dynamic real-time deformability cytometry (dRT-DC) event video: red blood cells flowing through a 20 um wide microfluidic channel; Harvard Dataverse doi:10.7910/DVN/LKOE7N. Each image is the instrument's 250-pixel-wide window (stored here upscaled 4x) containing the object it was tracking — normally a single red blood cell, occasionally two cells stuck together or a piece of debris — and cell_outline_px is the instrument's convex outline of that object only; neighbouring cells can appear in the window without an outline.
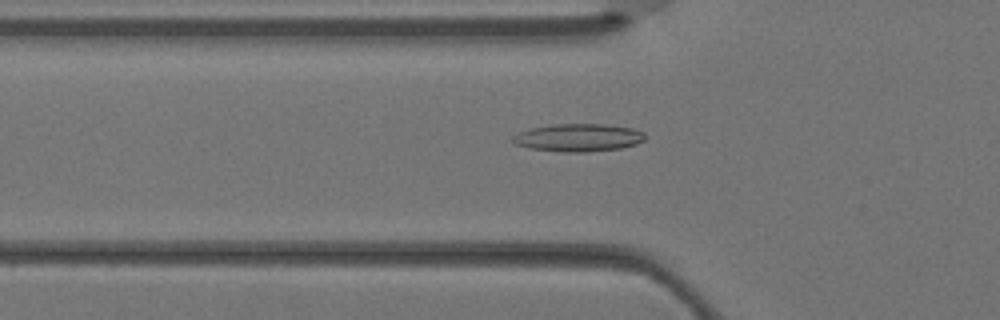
{"species": "Egyptian fruit bat (a non-hibernating species)", "species_latin": "Rousettus aegyptiacus", "temperature_condition": "warm", "stored_images_in_passage": 5, "camera_frame_rate_fps": 3000, "um_per_image_px": 0.085, "animal": {"sex": "female"}, "frame": {"image": 1, "passage_image": 5, "time_ms": 1.333, "image_size_px": [1000, 320], "cell_outline_px": [[644, 140], [636, 144], [620, 148], [588, 152], [560, 152], [528, 148], [516, 144], [512, 140], [512, 136], [520, 132], [532, 128], [552, 124], [604, 124], [632, 128], [644, 132]], "centroid_in_image_um": [49.15, 11.7], "position_along_channel_um": 76.6, "area_um2": 21.39}}